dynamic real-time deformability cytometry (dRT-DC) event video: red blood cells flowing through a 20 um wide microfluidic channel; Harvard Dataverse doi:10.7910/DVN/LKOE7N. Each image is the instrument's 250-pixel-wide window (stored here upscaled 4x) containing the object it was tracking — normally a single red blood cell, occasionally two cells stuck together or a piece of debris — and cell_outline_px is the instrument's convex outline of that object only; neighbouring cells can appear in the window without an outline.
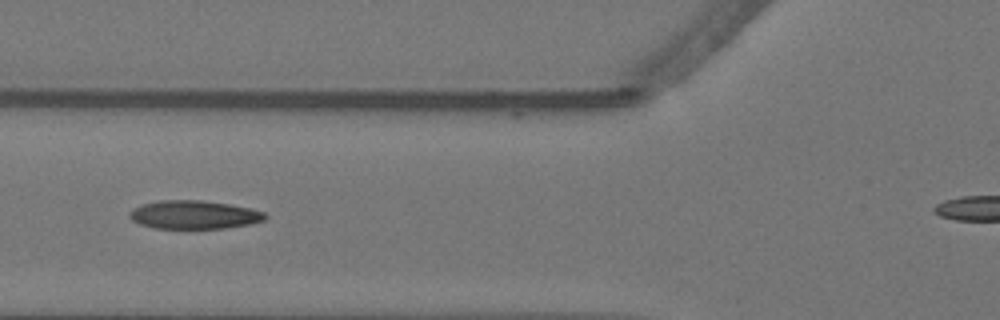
{"species": "Egyptian fruit bat (a non-hibernating species)", "species_latin": "Rousettus aegyptiacus", "temperature_condition": "warm", "stored_images_in_passage": 12, "camera_frame_rate_fps": 3000, "um_per_image_px": 0.085, "animal": {"sex": "female"}, "frame": {"image": 1, "passage_image": 6, "time_ms": 1.667, "image_size_px": [1000, 320], "cell_outline_px": [[268, 216], [264, 220], [248, 224], [224, 228], [152, 228], [140, 224], [132, 220], [128, 216], [128, 212], [132, 208], [144, 204], [160, 200], [200, 200], [228, 204], [248, 208], [264, 212]], "centroid_in_image_um": [16.44, 18.25], "position_along_channel_um": 109.4, "area_um2": 22.31}}
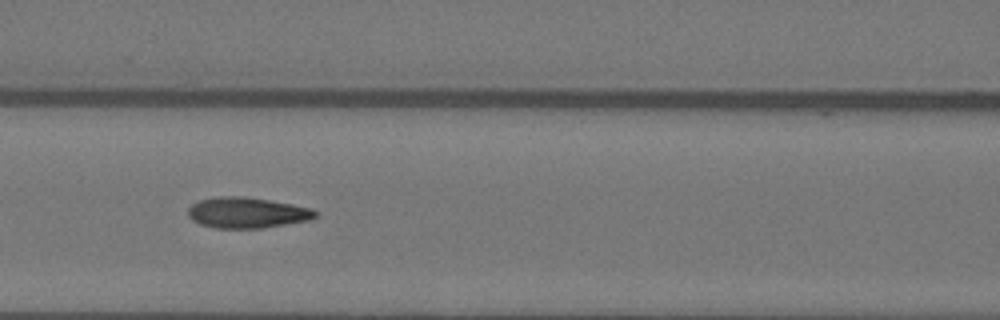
{"frame": {"image": 2, "passage_image": 9, "time_ms": 2.667, "image_size_px": [1000, 320], "cell_outline_px": [[316, 216], [308, 220], [264, 228], [212, 228], [200, 224], [192, 220], [188, 216], [188, 208], [192, 204], [200, 200], [216, 196], [244, 196], [292, 204], [312, 208], [316, 212]], "centroid_in_image_um": [20.96, 18.08], "position_along_channel_um": 145.6, "area_um2": 22.83}}